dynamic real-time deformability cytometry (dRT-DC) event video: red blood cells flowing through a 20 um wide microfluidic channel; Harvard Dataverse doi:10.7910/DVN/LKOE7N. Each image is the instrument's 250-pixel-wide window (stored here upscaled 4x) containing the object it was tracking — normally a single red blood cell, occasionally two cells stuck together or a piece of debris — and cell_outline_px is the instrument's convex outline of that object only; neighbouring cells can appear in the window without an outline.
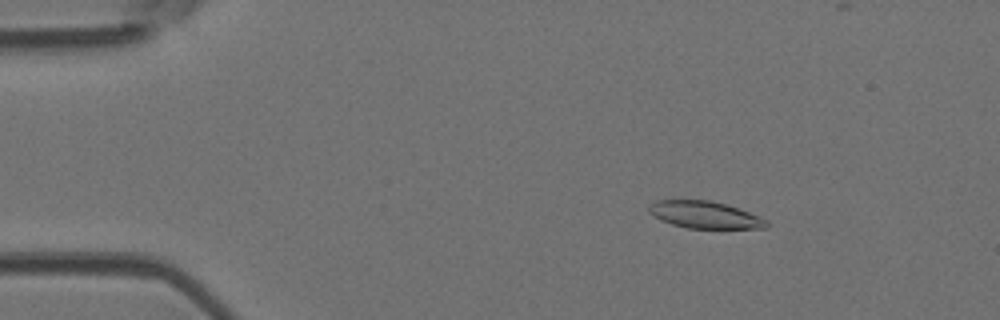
{"species": "Egyptian fruit bat (a non-hibernating species)", "species_latin": "Rousettus aegyptiacus", "temperature_condition": "room temperature", "stored_images_in_passage": 49, "camera_frame_rate_fps": 3000, "um_per_image_px": 0.085, "animal": {"sex": "female"}, "frame": {"image": 1, "passage_image": 8, "time_ms": 2.333, "image_size_px": [1000, 320], "cell_outline_px": [[768, 228], [688, 228], [672, 224], [648, 212], [648, 208], [656, 200], [712, 200], [760, 216], [768, 220]], "centroid_in_image_um": [59.94, 18.26], "position_along_channel_um": 25.1, "area_um2": 18.26}}
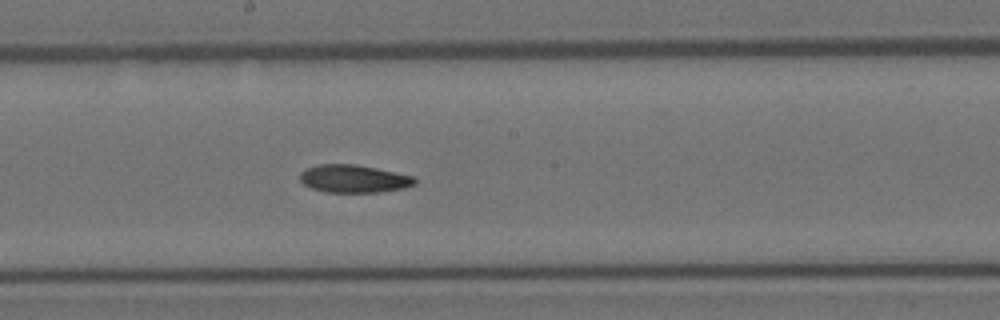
{"frame": {"image": 2, "passage_image": 27, "time_ms": 8.667, "image_size_px": [1000, 320], "cell_outline_px": [[416, 184], [404, 188], [380, 192], [328, 192], [312, 188], [304, 184], [300, 180], [300, 172], [316, 164], [356, 164], [416, 176]], "centroid_in_image_um": [30.1, 15.18], "position_along_channel_um": 218.1, "area_um2": 18.67}}
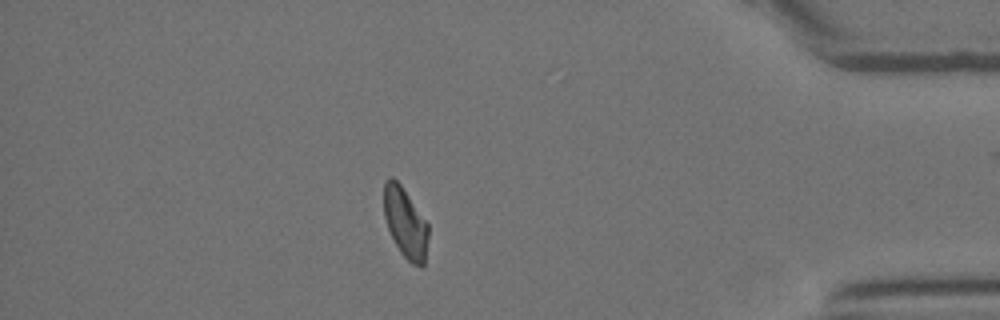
{"frame": {"image": 3, "passage_image": 43, "time_ms": 14.0, "image_size_px": [1000, 320], "cell_outline_px": [[428, 236], [424, 264], [420, 268], [412, 264], [400, 252], [388, 228], [384, 216], [384, 184], [388, 176], [392, 176], [400, 184], [428, 224]], "centroid_in_image_um": [34.45, 18.94], "position_along_channel_um": 400.8, "area_um2": 17.92}, "authors_computed_cell_mechanics": {"area_um2": 19.074, "velocity_mm_per_s": 4.1592, "shape_relaxation_time_tau1_ms": null, "shape_relaxation_time_tau2_ms": 6.2586, "deformation_change_tau1": null, "deformation_change_tau2": 0.1412}}